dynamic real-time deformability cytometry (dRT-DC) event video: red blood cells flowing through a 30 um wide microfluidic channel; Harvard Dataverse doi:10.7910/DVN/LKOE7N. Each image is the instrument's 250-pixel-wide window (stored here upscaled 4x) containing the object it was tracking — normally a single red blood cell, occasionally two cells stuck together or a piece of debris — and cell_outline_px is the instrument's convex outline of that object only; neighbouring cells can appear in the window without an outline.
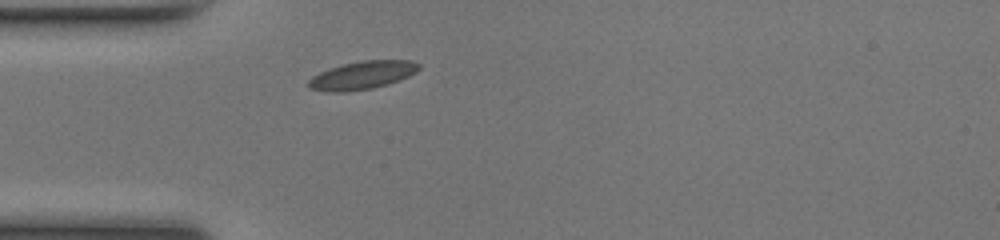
{"species": "common noctule bat (a hibernating species)", "species_latin": "Nyctalus noctula", "temperature_condition": "room temperature", "stored_images_in_passage": 33, "camera_frame_rate_fps": 3000, "um_per_image_px": 0.085, "animal": {"sex": "female", "body_mass_g": 17.0, "forearm_length_mm": 48.0}, "frame": {"image": 1, "passage_image": 1, "time_ms": 0.0, "image_size_px": [1000, 240], "cell_outline_px": [[420, 68], [396, 80], [384, 84], [368, 88], [312, 88], [308, 84], [308, 80], [332, 68], [344, 64], [368, 60], [404, 60], [416, 64]], "centroid_in_image_um": [30.87, 6.32], "position_along_channel_um": 54.1, "area_um2": 15.78}}
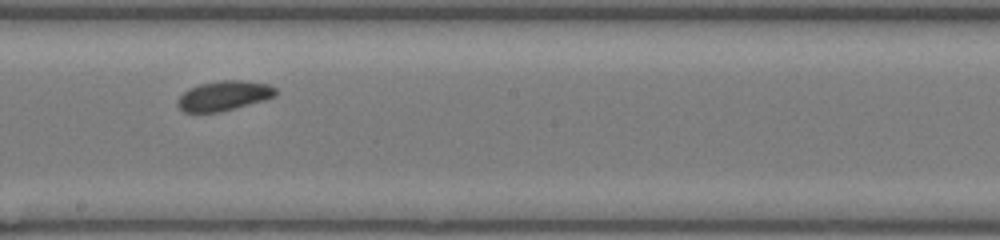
{"frame": {"image": 2, "passage_image": 14, "time_ms": 4.333, "image_size_px": [1000, 240], "cell_outline_px": [[276, 92], [272, 96], [260, 100], [232, 108], [216, 112], [184, 112], [180, 108], [180, 96], [184, 92], [192, 88], [204, 84], [264, 84], [276, 88]], "centroid_in_image_um": [18.95, 8.22], "position_along_channel_um": 229.3, "area_um2": 14.8}}
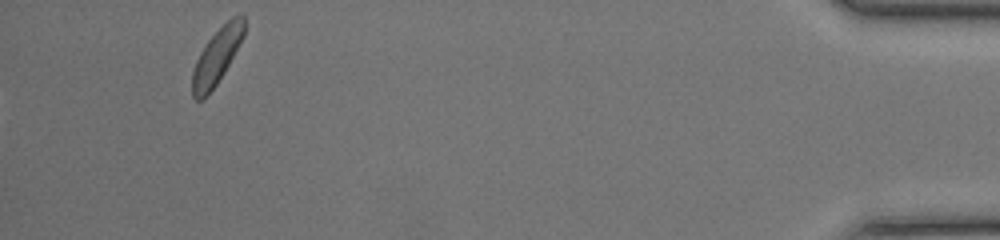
{"frame": {"image": 3, "passage_image": 33, "time_ms": 10.667, "image_size_px": [1000, 240], "cell_outline_px": [[244, 36], [228, 64], [216, 84], [200, 100], [196, 100], [192, 96], [192, 72], [196, 60], [208, 40], [232, 16], [244, 16]], "centroid_in_image_um": [18.41, 4.79], "position_along_channel_um": 416.8, "area_um2": 16.07}, "authors_computed_cell_mechanics": {"area_um2": 15.5482, "velocity_mm_per_s": 4.1944, "shape_relaxation_time_tau1_ms": 7.3171, "shape_relaxation_time_tau2_ms": 1.4867, "deformation_change_tau1": 0.0791, "deformation_change_tau2": 0.0622}}